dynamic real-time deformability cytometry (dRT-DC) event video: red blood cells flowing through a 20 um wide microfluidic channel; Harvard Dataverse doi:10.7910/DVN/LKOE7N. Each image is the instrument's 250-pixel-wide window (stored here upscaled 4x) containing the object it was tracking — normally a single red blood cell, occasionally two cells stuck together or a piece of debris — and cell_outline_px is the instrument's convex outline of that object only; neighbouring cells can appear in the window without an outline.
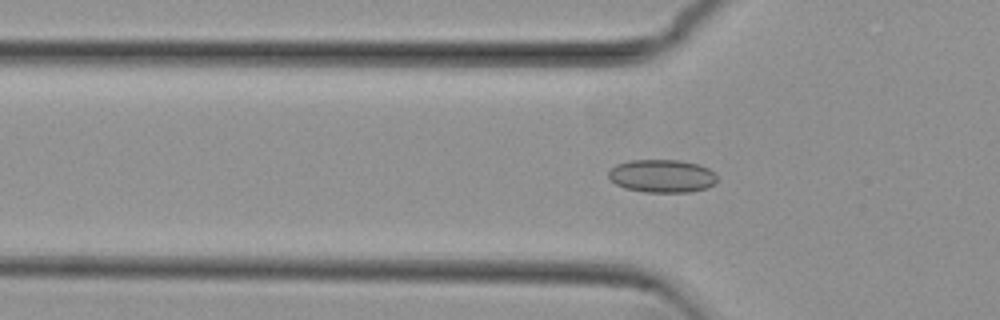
{"species": "common noctule bat (a hibernating species)", "species_latin": "Nyctalus noctula", "temperature_condition": "cold", "stored_images_in_passage": 47, "camera_frame_rate_fps": 3000, "um_per_image_px": 0.085, "animal": {"sex": "female", "body_mass_g": 29.2, "forearm_length_mm": 56.3}, "frame": {"image": 1, "passage_image": 11, "time_ms": 3.333, "image_size_px": [1000, 320], "cell_outline_px": [[716, 184], [704, 188], [688, 192], [644, 192], [624, 188], [616, 184], [608, 176], [608, 172], [616, 164], [632, 160], [680, 160], [700, 164], [708, 168], [716, 176]], "centroid_in_image_um": [56.27, 14.95], "position_along_channel_um": 69.5, "area_um2": 20.87}}
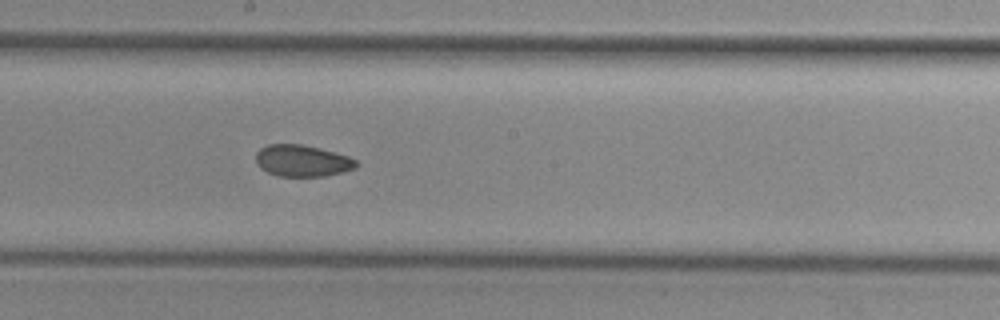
{"frame": {"image": 2, "passage_image": 23, "time_ms": 7.333, "image_size_px": [1000, 320], "cell_outline_px": [[356, 168], [324, 176], [276, 176], [260, 168], [256, 164], [256, 152], [260, 148], [268, 144], [300, 144], [320, 148], [348, 156], [356, 160]], "centroid_in_image_um": [25.65, 13.66], "position_along_channel_um": 222.6, "area_um2": 18.44}}
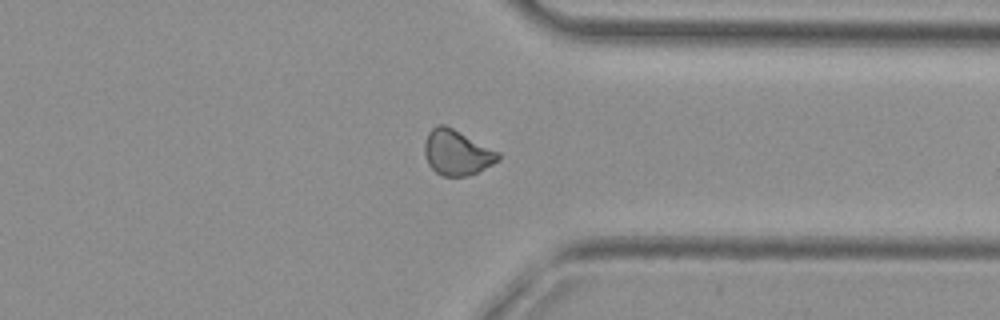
{"frame": {"image": 3, "passage_image": 35, "time_ms": 11.333, "image_size_px": [1000, 320], "cell_outline_px": [[500, 160], [476, 172], [464, 176], [440, 176], [428, 164], [424, 152], [424, 144], [428, 132], [436, 124], [444, 124], [500, 152]], "centroid_in_image_um": [38.81, 12.96], "position_along_channel_um": 372.6, "area_um2": 19.31}, "authors_computed_cell_mechanics": {"area_um2": 19.5364, "velocity_mm_per_s": 3.8206, "shape_relaxation_time_tau1_ms": null, "shape_relaxation_time_tau2_ms": 5.3961, "deformation_change_tau1": null, "deformation_change_tau2": 0.0793}}